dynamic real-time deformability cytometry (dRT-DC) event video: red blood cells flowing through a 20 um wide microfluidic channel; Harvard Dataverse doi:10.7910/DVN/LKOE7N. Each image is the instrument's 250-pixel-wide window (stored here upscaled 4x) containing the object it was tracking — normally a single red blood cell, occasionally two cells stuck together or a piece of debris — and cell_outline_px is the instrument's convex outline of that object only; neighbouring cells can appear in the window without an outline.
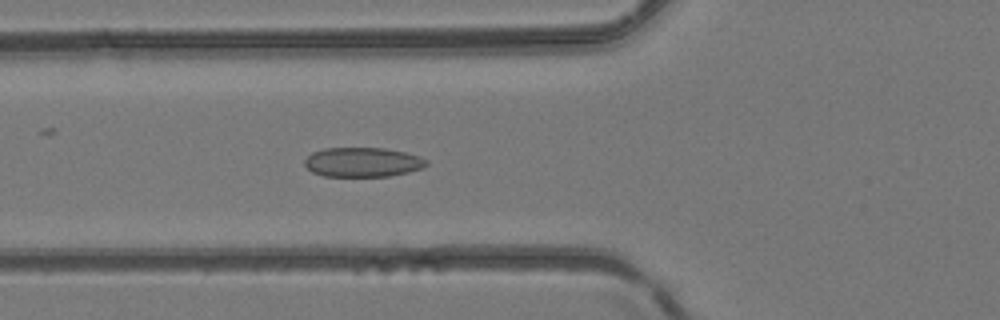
{"species": "common noctule bat (a hibernating species)", "species_latin": "Nyctalus noctula", "temperature_condition": "room temperature", "stored_images_in_passage": 46, "camera_frame_rate_fps": 3000, "um_per_image_px": 0.085, "animal": {"sex": "female", "body_mass_g": 24.6, "forearm_length_mm": 56.2}, "frame": {"image": 1, "passage_image": 17, "time_ms": 5.333, "image_size_px": [1000, 320], "cell_outline_px": [[428, 164], [424, 168], [408, 172], [388, 176], [324, 176], [312, 172], [304, 164], [304, 160], [312, 152], [324, 148], [384, 148], [404, 152], [420, 156], [428, 160]], "centroid_in_image_um": [30.84, 13.78], "position_along_channel_um": 95.0, "area_um2": 20.98}}
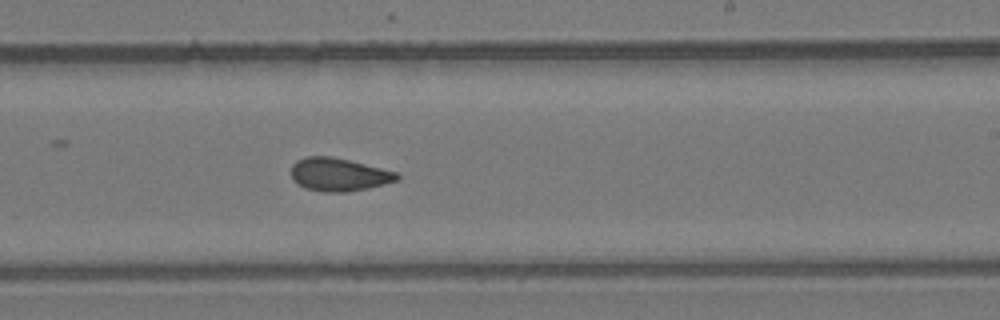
{"frame": {"image": 2, "passage_image": 28, "time_ms": 9.0, "image_size_px": [1000, 320], "cell_outline_px": [[400, 180], [368, 188], [344, 192], [324, 192], [304, 188], [296, 184], [292, 180], [292, 164], [296, 160], [308, 156], [332, 156], [396, 172], [400, 176]], "centroid_in_image_um": [28.77, 14.84], "position_along_channel_um": 260.2, "area_um2": 20.4}}
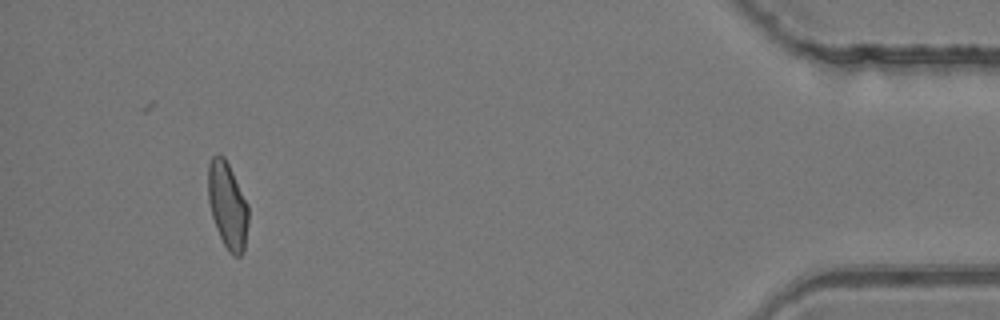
{"frame": {"image": 3, "passage_image": 43, "time_ms": 14.0, "image_size_px": [1000, 320], "cell_outline_px": [[248, 220], [244, 252], [240, 256], [232, 256], [228, 252], [216, 228], [212, 216], [208, 200], [208, 164], [212, 156], [220, 152], [224, 156], [248, 204]], "centroid_in_image_um": [19.33, 17.45], "position_along_channel_um": 415.9, "area_um2": 20.35}}